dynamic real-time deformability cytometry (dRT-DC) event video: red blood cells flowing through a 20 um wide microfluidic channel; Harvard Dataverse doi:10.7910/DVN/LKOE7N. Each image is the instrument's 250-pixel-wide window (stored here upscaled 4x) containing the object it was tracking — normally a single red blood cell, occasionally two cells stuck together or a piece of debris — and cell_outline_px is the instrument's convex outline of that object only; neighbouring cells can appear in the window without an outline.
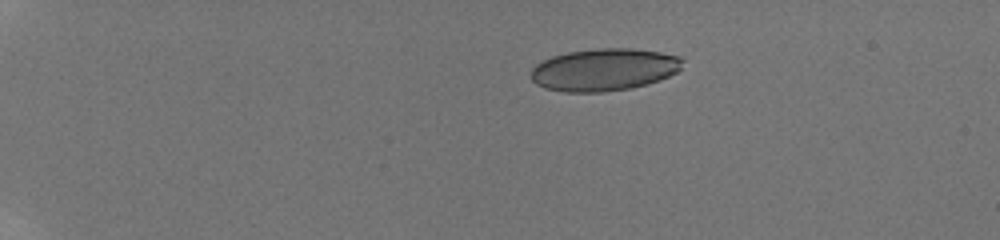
{"species": "human", "species_latin": "Homo sapiens", "temperature_condition": "room temperature", "stored_images_in_passage": 44, "camera_frame_rate_fps": 3000, "um_per_image_px": 0.085, "donor": {"sex": "male"}, "frame": {"image": 1, "passage_image": 1, "time_ms": 0.0, "image_size_px": [1000, 240], "cell_outline_px": [[684, 60], [680, 68], [676, 72], [660, 80], [628, 88], [600, 92], [564, 92], [544, 88], [536, 84], [532, 80], [532, 68], [536, 64], [552, 56], [568, 52], [596, 48], [632, 48], [660, 52], [680, 56]], "centroid_in_image_um": [51.34, 5.91], "position_along_channel_um": 33.7, "area_um2": 37.28}}
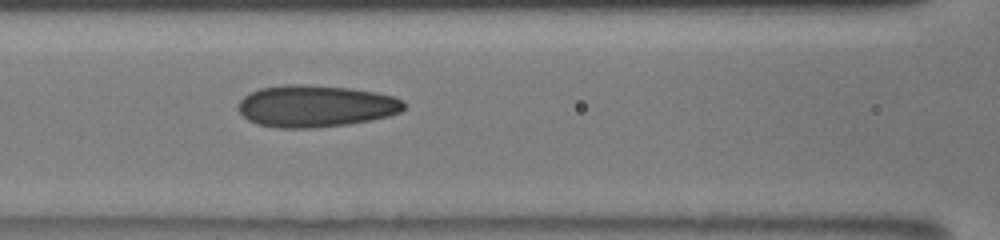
{"frame": {"image": 2, "passage_image": 17, "time_ms": 5.333, "image_size_px": [1000, 240], "cell_outline_px": [[408, 104], [400, 112], [388, 116], [372, 120], [348, 124], [316, 128], [280, 128], [256, 124], [248, 120], [236, 108], [236, 104], [244, 96], [260, 88], [284, 84], [300, 84], [348, 88], [376, 92], [392, 96], [404, 100]], "centroid_in_image_um": [26.83, 9.02], "position_along_channel_um": 139.8, "area_um2": 40.75}}
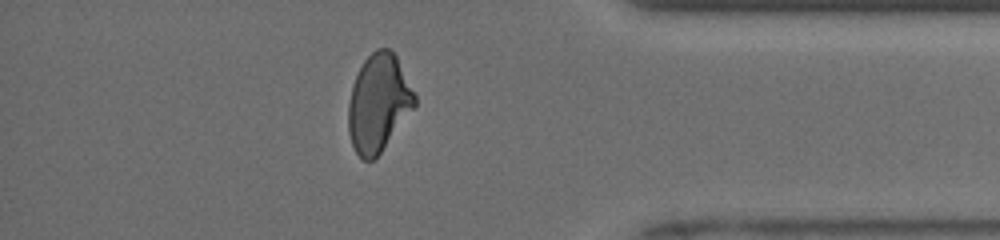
{"frame": {"image": 3, "passage_image": 38, "time_ms": 12.333, "image_size_px": [1000, 240], "cell_outline_px": [[416, 104], [380, 152], [372, 160], [364, 160], [356, 152], [352, 144], [348, 132], [348, 104], [352, 84], [364, 60], [376, 48], [388, 48], [396, 56], [416, 96]], "centroid_in_image_um": [32.15, 8.73], "position_along_channel_um": 403.1, "area_um2": 37.05}, "authors_computed_cell_mechanics": {"area_um2": 38.437, "velocity_mm_per_s": 3.9897, "shape_relaxation_time_tau1_ms": null, "shape_relaxation_time_tau2_ms": 1.1567, "deformation_change_tau1": null, "deformation_change_tau2": 0.0709}}